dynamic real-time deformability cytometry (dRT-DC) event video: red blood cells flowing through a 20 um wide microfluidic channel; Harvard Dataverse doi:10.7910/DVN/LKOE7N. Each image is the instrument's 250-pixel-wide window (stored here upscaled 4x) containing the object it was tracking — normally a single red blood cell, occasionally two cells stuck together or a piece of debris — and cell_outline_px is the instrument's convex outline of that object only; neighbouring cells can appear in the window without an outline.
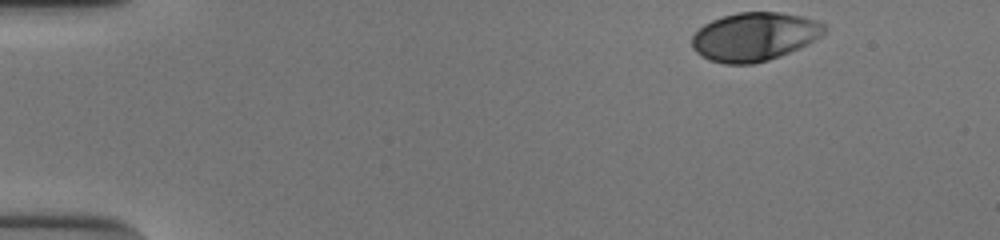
{"species": "human", "species_latin": "Homo sapiens", "temperature_condition": "cold", "stored_images_in_passage": 40, "camera_frame_rate_fps": 3000, "um_per_image_px": 0.085, "donor": {"sex": "male"}, "frame": {"image": 1, "passage_image": 1, "time_ms": 0.0, "image_size_px": [1000, 240], "cell_outline_px": [[828, 28], [820, 36], [808, 44], [800, 48], [780, 56], [768, 60], [752, 64], [724, 64], [708, 60], [696, 52], [692, 48], [692, 36], [704, 24], [712, 20], [736, 12], [780, 12], [800, 16], [816, 20], [828, 24]], "centroid_in_image_um": [64.14, 3.12], "position_along_channel_um": 20.9, "area_um2": 37.63}}
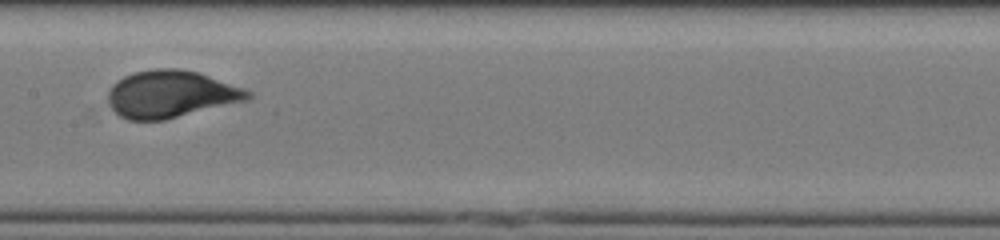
{"frame": {"image": 2, "passage_image": 23, "time_ms": 7.333, "image_size_px": [1000, 240], "cell_outline_px": [[252, 96], [248, 100], [164, 120], [128, 120], [120, 116], [108, 104], [108, 92], [112, 84], [116, 80], [124, 76], [136, 72], [156, 68], [176, 68], [200, 72], [244, 88], [252, 92]], "centroid_in_image_um": [14.52, 7.99], "position_along_channel_um": 192.9, "area_um2": 38.61}}
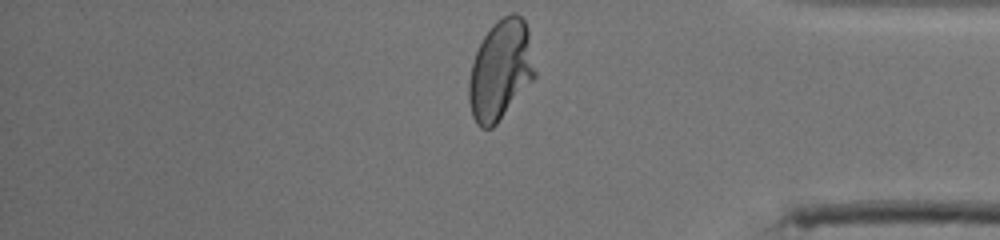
{"frame": {"image": 3, "passage_image": 40, "time_ms": 13.0, "image_size_px": [1000, 240], "cell_outline_px": [[536, 76], [496, 124], [492, 128], [480, 128], [476, 124], [472, 116], [468, 100], [468, 80], [472, 60], [484, 36], [496, 20], [512, 12], [516, 12], [524, 20], [528, 28], [536, 72]], "centroid_in_image_um": [42.53, 5.95], "position_along_channel_um": 392.7, "area_um2": 38.55}, "authors_computed_cell_mechanics": {"area_um2": 37.5989, "velocity_mm_per_s": 3.8406, "shape_relaxation_time_tau1_ms": 3.61, "shape_relaxation_time_tau2_ms": null, "deformation_change_tau1": 0.1813, "deformation_change_tau2": null}}